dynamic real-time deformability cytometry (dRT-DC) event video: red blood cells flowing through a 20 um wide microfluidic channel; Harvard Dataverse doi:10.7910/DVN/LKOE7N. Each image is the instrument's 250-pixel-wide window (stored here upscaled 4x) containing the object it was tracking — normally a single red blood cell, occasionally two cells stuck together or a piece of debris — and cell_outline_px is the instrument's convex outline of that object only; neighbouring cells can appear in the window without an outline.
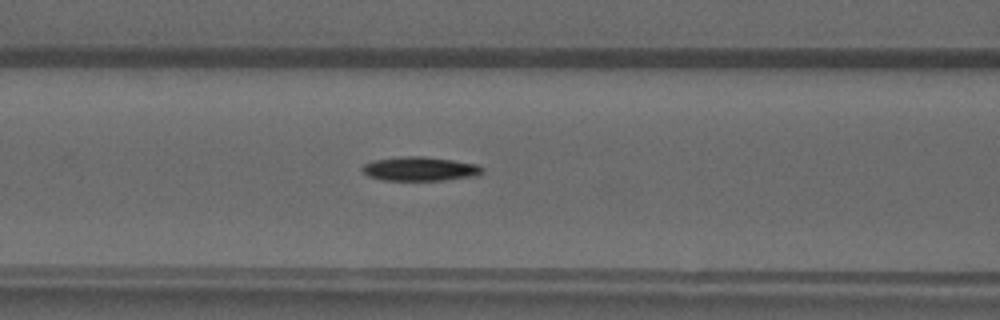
{"species": "common noctule bat (a hibernating species)", "species_latin": "Nyctalus noctula", "temperature_condition": "warm", "stored_images_in_passage": 47, "camera_frame_rate_fps": 3000, "um_per_image_px": 0.085, "animal": {"sex": "male", "forearm_length_mm": 52.5}, "frame": {"image": 1, "passage_image": 18, "time_ms": 5.667, "image_size_px": [1000, 320], "cell_outline_px": [[484, 172], [480, 176], [444, 180], [384, 180], [368, 176], [360, 168], [364, 164], [372, 160], [404, 156], [424, 156], [452, 160], [476, 164], [484, 168]], "centroid_in_image_um": [35.73, 14.35], "position_along_channel_um": 130.9, "area_um2": 16.99}}
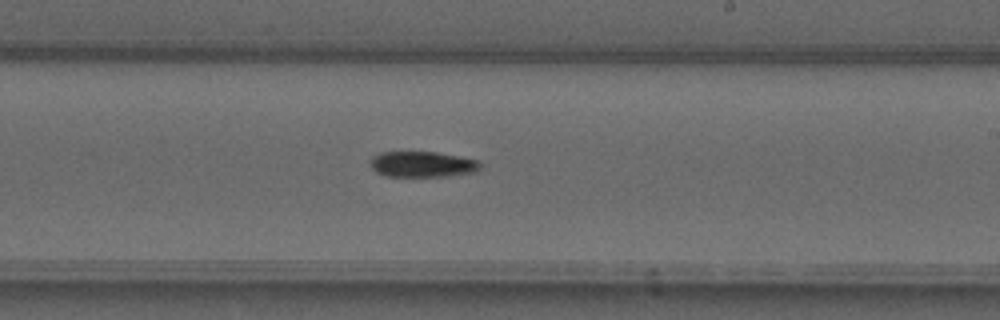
{"frame": {"image": 2, "passage_image": 27, "time_ms": 8.667, "image_size_px": [1000, 320], "cell_outline_px": [[480, 168], [476, 172], [448, 176], [384, 176], [376, 172], [368, 164], [372, 156], [380, 152], [436, 152], [480, 160]], "centroid_in_image_um": [35.88, 13.96], "position_along_channel_um": 253.1, "area_um2": 16.65}}
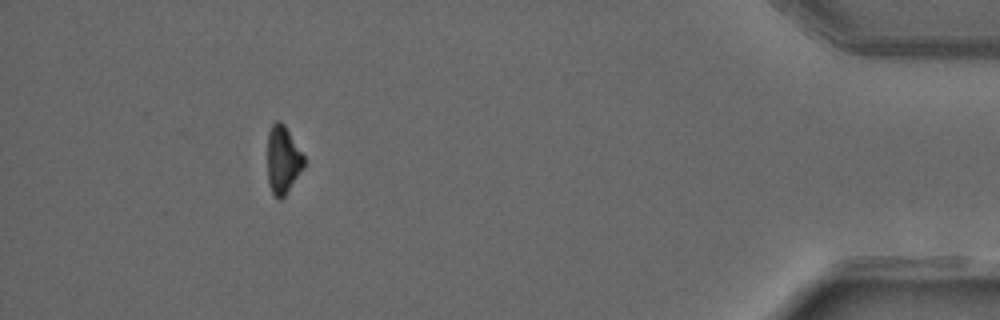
{"frame": {"image": 3, "passage_image": 43, "time_ms": 14.0, "image_size_px": [1000, 320], "cell_outline_px": [[304, 168], [284, 196], [280, 200], [272, 192], [268, 184], [268, 132], [272, 124], [276, 120], [280, 120], [284, 124], [304, 156]], "centroid_in_image_um": [24.04, 13.57], "position_along_channel_um": 411.2, "area_um2": 14.33}, "authors_computed_cell_mechanics": {"area_um2": 16.1262, "velocity_mm_per_s": 4.0905, "shape_relaxation_time_tau1_ms": 5.7732, "shape_relaxation_time_tau2_ms": null, "deformation_change_tau1": 0.1497, "deformation_change_tau2": null}}